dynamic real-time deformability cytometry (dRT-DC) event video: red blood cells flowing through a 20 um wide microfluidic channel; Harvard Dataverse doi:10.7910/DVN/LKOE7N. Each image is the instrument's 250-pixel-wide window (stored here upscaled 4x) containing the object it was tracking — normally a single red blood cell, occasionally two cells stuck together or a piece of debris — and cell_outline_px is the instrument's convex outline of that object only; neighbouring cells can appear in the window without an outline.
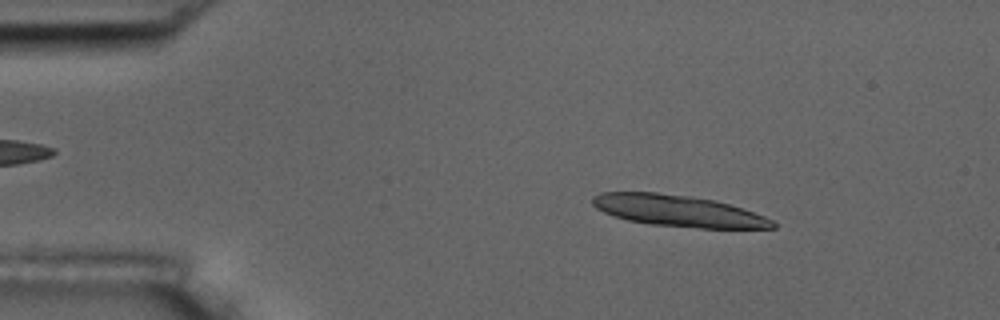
{"species": "common noctule bat (a hibernating species)", "species_latin": "Nyctalus noctula", "temperature_condition": "room temperature", "stored_images_in_passage": 9, "camera_frame_rate_fps": 3000, "um_per_image_px": 0.085, "animal": {"sex": "male", "body_mass_g": 17.5, "forearm_length_mm": 52.3}, "frame": {"image": 1, "passage_image": 2, "time_ms": 1.333, "image_size_px": [1000, 320], "cell_outline_px": [[776, 228], [700, 228], [652, 224], [628, 220], [604, 212], [596, 208], [592, 204], [592, 196], [600, 192], [656, 192], [692, 196], [716, 200], [764, 216], [772, 220], [776, 224]], "centroid_in_image_um": [57.62, 17.91], "position_along_channel_um": 27.4, "area_um2": 32.77}}
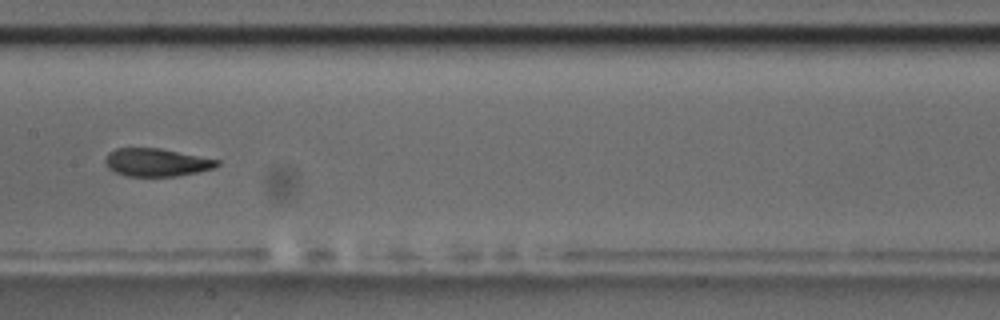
{"frame": {"image": 2, "passage_image": 7, "time_ms": 8.0, "image_size_px": [1000, 320], "cell_outline_px": [[220, 164], [212, 168], [196, 172], [176, 176], [124, 176], [108, 168], [104, 160], [108, 152], [116, 148], [160, 148], [220, 160]], "centroid_in_image_um": [13.27, 13.8], "position_along_channel_um": 194.1, "area_um2": 18.15}}
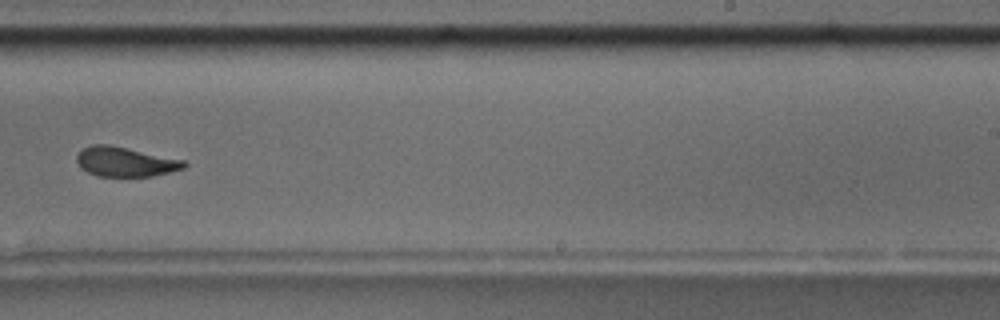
{"frame": {"image": 3, "passage_image": 9, "time_ms": 10.333, "image_size_px": [1000, 320], "cell_outline_px": [[188, 164], [184, 168], [152, 176], [96, 176], [80, 168], [76, 160], [76, 156], [84, 148], [92, 144], [108, 144], [184, 160]], "centroid_in_image_um": [10.62, 13.75], "position_along_channel_um": 278.4, "area_um2": 18.38}}